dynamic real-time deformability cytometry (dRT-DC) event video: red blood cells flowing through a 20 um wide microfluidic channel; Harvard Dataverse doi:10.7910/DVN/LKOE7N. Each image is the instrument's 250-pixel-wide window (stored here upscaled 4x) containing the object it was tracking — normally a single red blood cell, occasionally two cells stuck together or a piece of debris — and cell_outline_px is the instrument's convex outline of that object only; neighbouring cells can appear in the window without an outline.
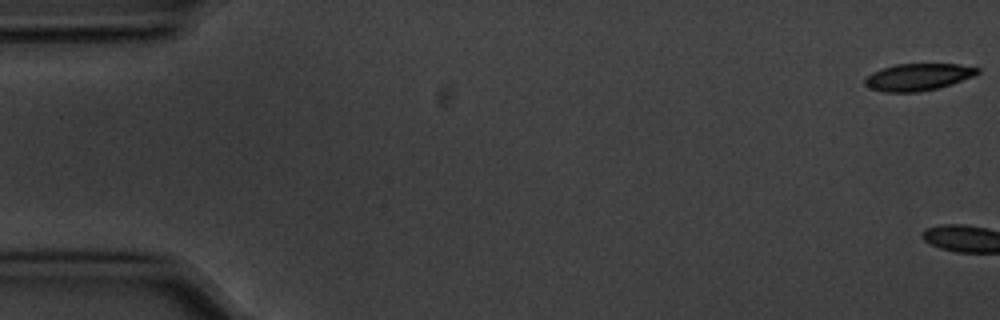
{"species": "common noctule bat (a hibernating species)", "species_latin": "Nyctalus noctula", "temperature_condition": "cold", "stored_images_in_passage": 4, "camera_frame_rate_fps": 3000, "um_per_image_px": 0.085, "animal": {"sex": "male", "body_mass_g": 20.1, "forearm_length_mm": 53.5}, "frame": {"image": 1, "passage_image": 1, "time_ms": 0.0, "image_size_px": [1000, 320], "cell_outline_px": [[980, 72], [972, 76], [952, 84], [936, 88], [916, 92], [884, 92], [872, 88], [864, 84], [864, 80], [872, 72], [896, 64], [960, 64], [980, 68]], "centroid_in_image_um": [78.05, 6.54], "position_along_channel_um": 7.0, "area_um2": 17.51}}